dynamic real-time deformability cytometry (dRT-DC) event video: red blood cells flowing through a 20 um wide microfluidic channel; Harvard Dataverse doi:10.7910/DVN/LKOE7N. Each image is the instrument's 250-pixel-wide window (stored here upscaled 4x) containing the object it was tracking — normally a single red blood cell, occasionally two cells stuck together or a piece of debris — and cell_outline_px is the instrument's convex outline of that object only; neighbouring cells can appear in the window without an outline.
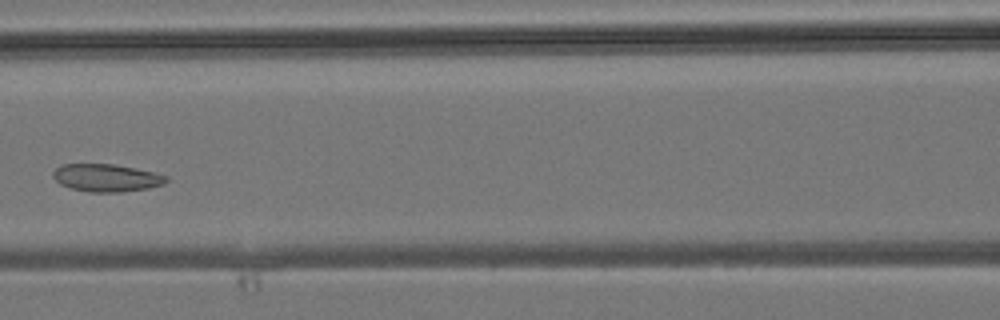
{"species": "common noctule bat (a hibernating species)", "species_latin": "Nyctalus noctula", "temperature_condition": "room temperature", "stored_images_in_passage": 6, "camera_frame_rate_fps": 3000, "um_per_image_px": 0.085, "animal": {"sex": "male", "body_mass_g": 19.2, "forearm_length_mm": 51.8}, "frame": {"image": 1, "passage_image": 6, "time_ms": 6.667, "image_size_px": [1000, 320], "cell_outline_px": [[168, 180], [164, 184], [148, 188], [120, 192], [92, 192], [72, 188], [60, 184], [52, 176], [52, 172], [60, 164], [112, 164], [152, 172], [168, 176]], "centroid_in_image_um": [9.02, 15.11], "position_along_channel_um": 157.6, "area_um2": 18.03}}